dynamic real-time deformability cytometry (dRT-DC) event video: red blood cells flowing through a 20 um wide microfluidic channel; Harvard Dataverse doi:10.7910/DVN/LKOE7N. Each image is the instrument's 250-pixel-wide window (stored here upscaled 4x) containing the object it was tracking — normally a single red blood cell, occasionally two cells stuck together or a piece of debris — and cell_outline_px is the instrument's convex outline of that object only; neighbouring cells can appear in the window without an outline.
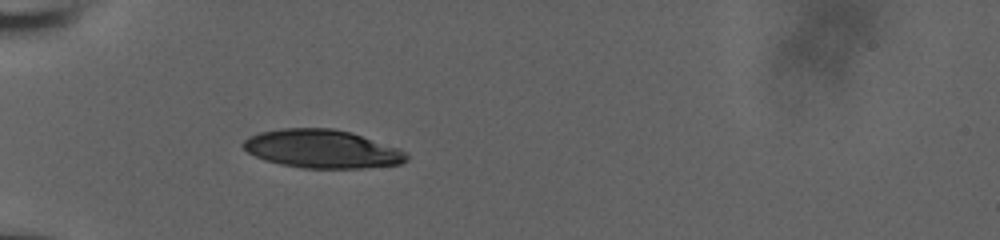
{"species": "human", "species_latin": "Homo sapiens", "temperature_condition": "room temperature", "stored_images_in_passage": 1, "camera_frame_rate_fps": 3000, "um_per_image_px": 0.085, "donor": {"sex": "male"}, "frame": {"image": 1, "passage_image": 1, "time_ms": 0.0, "image_size_px": [1000, 240], "cell_outline_px": [[408, 160], [400, 164], [364, 168], [304, 168], [280, 164], [264, 160], [248, 152], [240, 144], [248, 136], [260, 132], [280, 128], [332, 128], [352, 132], [400, 148], [408, 152]], "centroid_in_image_um": [27.4, 12.65], "position_along_channel_um": 57.6, "area_um2": 36.88}}